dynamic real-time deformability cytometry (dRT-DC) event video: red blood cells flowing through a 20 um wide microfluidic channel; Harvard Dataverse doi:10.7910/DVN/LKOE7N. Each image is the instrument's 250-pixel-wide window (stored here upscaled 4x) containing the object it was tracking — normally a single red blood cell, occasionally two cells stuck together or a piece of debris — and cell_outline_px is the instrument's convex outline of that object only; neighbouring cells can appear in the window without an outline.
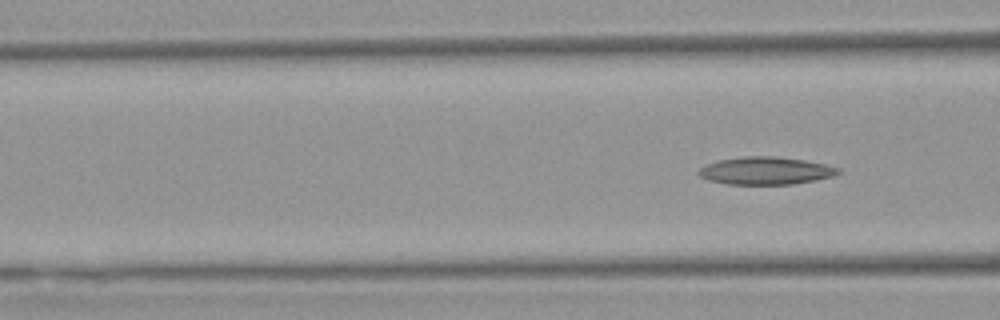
{"species": "Egyptian fruit bat (a non-hibernating species)", "species_latin": "Rousettus aegyptiacus", "temperature_condition": "warm", "stored_images_in_passage": 8, "segment_of_instrument_passage": [2, 2], "camera_frame_rate_fps": 3000, "um_per_image_px": 0.085, "animal": {"sex": "female"}, "frame": {"image": 1, "passage_image": 8, "time_ms": 8.0, "image_size_px": [1000, 320], "cell_outline_px": [[840, 172], [832, 176], [816, 180], [792, 184], [728, 184], [708, 180], [700, 176], [696, 172], [704, 164], [716, 160], [744, 156], [776, 156], [804, 160], [824, 164], [840, 168]], "centroid_in_image_um": [65.03, 14.5], "position_along_channel_um": 101.6, "area_um2": 22.54}}